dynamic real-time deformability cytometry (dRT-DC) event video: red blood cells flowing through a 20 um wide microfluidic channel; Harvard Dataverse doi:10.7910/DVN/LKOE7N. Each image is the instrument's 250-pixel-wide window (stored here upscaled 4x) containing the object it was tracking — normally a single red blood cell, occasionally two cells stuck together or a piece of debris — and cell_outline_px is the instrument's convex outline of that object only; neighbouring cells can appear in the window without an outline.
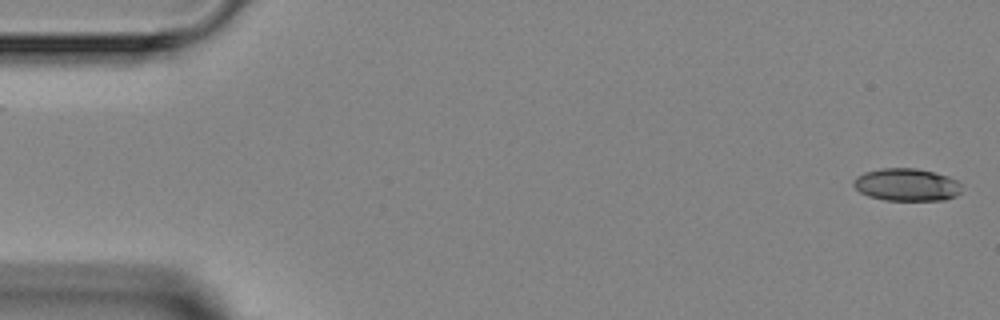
{"species": "Egyptian fruit bat (a non-hibernating species)", "species_latin": "Rousettus aegyptiacus", "temperature_condition": "room temperature", "stored_images_in_passage": 4, "camera_frame_rate_fps": 3000, "um_per_image_px": 0.085, "animal": {"sex": "female"}, "frame": {"image": 1, "passage_image": 1, "time_ms": 0.0, "image_size_px": [1000, 320], "cell_outline_px": [[960, 192], [956, 196], [944, 200], [884, 200], [868, 196], [860, 192], [852, 184], [852, 180], [856, 176], [864, 172], [880, 168], [916, 168], [936, 172], [948, 176], [956, 180], [960, 184]], "centroid_in_image_um": [77.04, 15.69], "position_along_channel_um": 8.0, "area_um2": 20.69}}
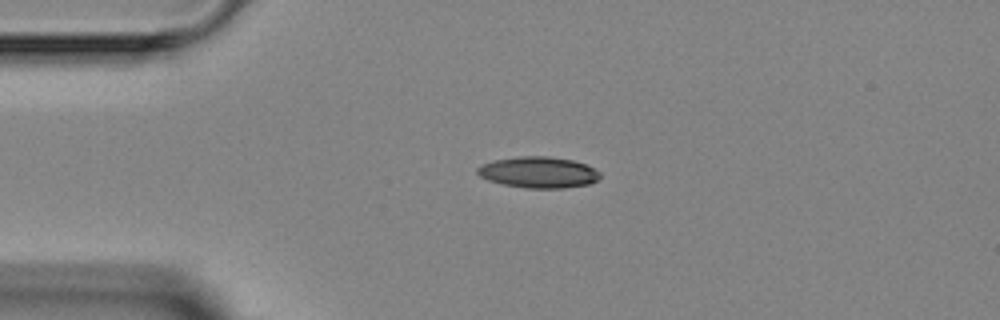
{"frame": {"image": 2, "passage_image": 3, "time_ms": 3.333, "image_size_px": [1000, 320], "cell_outline_px": [[600, 176], [596, 180], [588, 184], [564, 188], [528, 188], [504, 184], [488, 180], [480, 176], [476, 172], [476, 168], [480, 164], [492, 160], [520, 156], [548, 156], [572, 160], [584, 164], [600, 172]], "centroid_in_image_um": [45.72, 14.64], "position_along_channel_um": 39.3, "area_um2": 22.2}}